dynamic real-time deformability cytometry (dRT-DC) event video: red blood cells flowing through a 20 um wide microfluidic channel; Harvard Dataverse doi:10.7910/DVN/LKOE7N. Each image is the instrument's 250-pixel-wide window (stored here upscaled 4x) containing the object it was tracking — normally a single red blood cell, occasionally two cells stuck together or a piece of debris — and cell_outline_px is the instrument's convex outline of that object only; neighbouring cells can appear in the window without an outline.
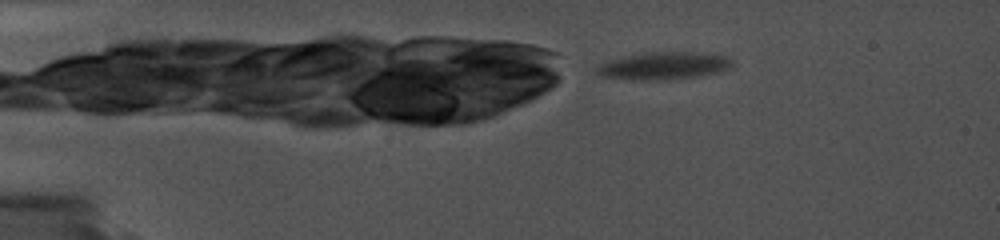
{"species": "common noctule bat (a hibernating species)", "species_latin": "Nyctalus noctula", "temperature_condition": "cold", "stored_images_in_passage": 51, "camera_frame_rate_fps": 5000, "um_per_image_px": 0.085, "animal": {"sex": "female", "body_mass_g": 19.0, "forearm_length_mm": 56.7}, "frame": {"image": 1, "passage_image": 1, "time_ms": 0.0, "image_size_px": [1000, 240], "cell_outline_px": [[732, 64], [728, 68], [720, 72], [700, 76], [656, 80], [640, 80], [600, 76], [596, 72], [596, 68], [600, 64], [612, 60], [628, 56], [648, 52], [688, 52], [728, 56], [732, 60]], "centroid_in_image_um": [56.44, 5.6], "position_along_channel_um": 28.6, "area_um2": 21.27}}
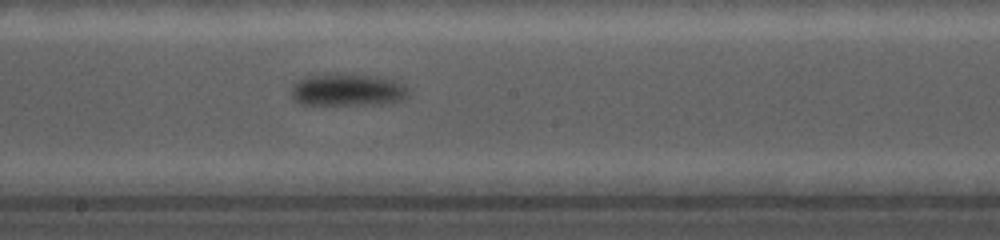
{"frame": {"image": 2, "passage_image": 33, "time_ms": 8.0, "image_size_px": [1000, 240], "cell_outline_px": [[408, 96], [392, 104], [300, 104], [292, 96], [292, 88], [304, 76], [368, 76], [392, 80], [404, 84], [408, 92]], "centroid_in_image_um": [29.59, 7.69], "position_along_channel_um": 218.6, "area_um2": 21.04}}
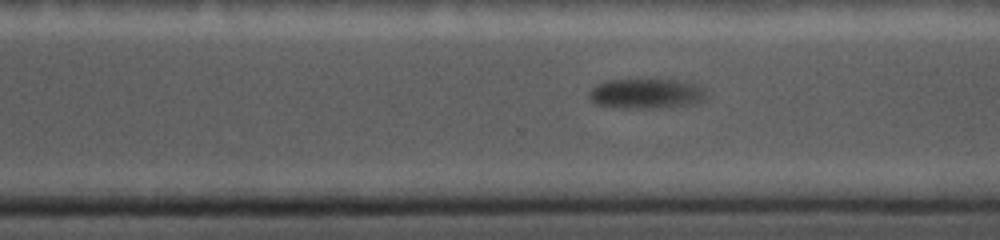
{"frame": {"image": 3, "passage_image": 44, "time_ms": 10.8, "image_size_px": [1000, 240], "cell_outline_px": [[704, 100], [700, 104], [652, 108], [616, 108], [596, 104], [588, 100], [588, 92], [596, 84], [604, 80], [676, 80], [692, 84], [704, 96]], "centroid_in_image_um": [54.79, 7.98], "position_along_channel_um": 315.8, "area_um2": 20.29}}